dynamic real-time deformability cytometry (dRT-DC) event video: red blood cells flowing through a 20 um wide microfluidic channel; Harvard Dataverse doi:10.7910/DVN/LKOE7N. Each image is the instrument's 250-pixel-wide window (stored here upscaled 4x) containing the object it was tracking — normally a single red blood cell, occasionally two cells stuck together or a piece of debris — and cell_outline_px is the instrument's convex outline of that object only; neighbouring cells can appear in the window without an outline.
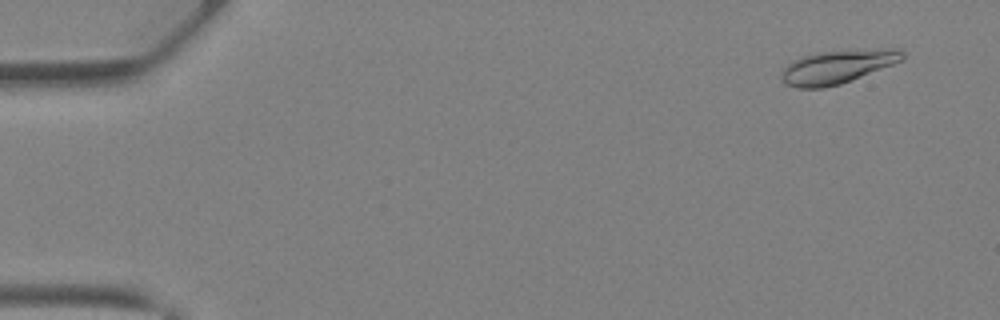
{"species": "Egyptian fruit bat (a non-hibernating species)", "species_latin": "Rousettus aegyptiacus", "temperature_condition": "warm", "stored_images_in_passage": 41, "camera_frame_rate_fps": 3000, "um_per_image_px": 0.085, "animal": {"sex": "female"}, "frame": {"image": 1, "passage_image": 3, "time_ms": 0.667, "image_size_px": [1000, 320], "cell_outline_px": [[904, 60], [840, 84], [824, 88], [796, 88], [788, 84], [780, 76], [780, 72], [792, 60], [800, 56], [816, 52], [880, 48], [896, 48], [904, 52]], "centroid_in_image_um": [71.18, 5.65], "position_along_channel_um": 13.8, "area_um2": 23.76}}
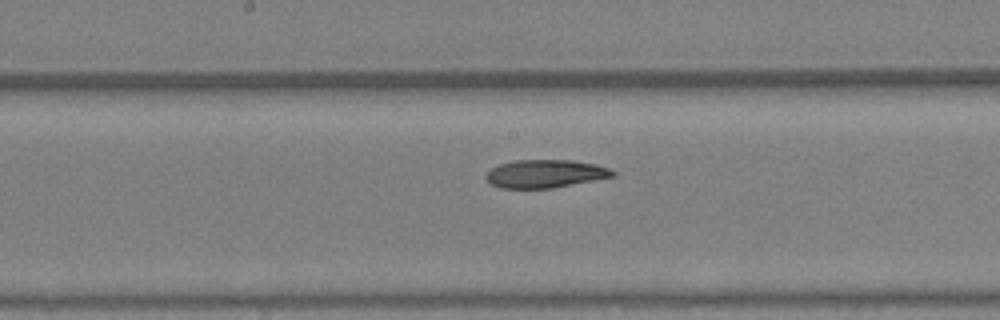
{"frame": {"image": 2, "passage_image": 22, "time_ms": 7.0, "image_size_px": [1000, 320], "cell_outline_px": [[616, 176], [552, 188], [500, 188], [492, 184], [488, 180], [488, 172], [492, 168], [500, 164], [516, 160], [572, 160], [596, 164], [608, 168], [616, 172]], "centroid_in_image_um": [46.4, 14.76], "position_along_channel_um": 201.8, "area_um2": 20.52}}
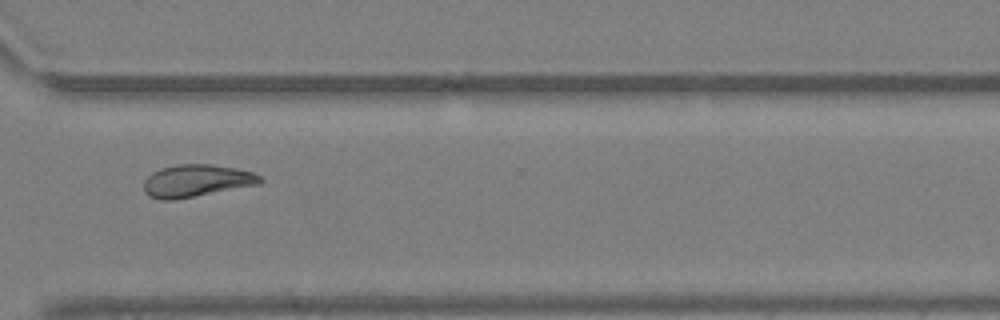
{"frame": {"image": 3, "passage_image": 31, "time_ms": 10.0, "image_size_px": [1000, 320], "cell_outline_px": [[264, 180], [260, 184], [176, 200], [160, 200], [148, 196], [144, 192], [144, 180], [152, 172], [160, 168], [180, 164], [212, 164], [236, 168], [252, 172], [260, 176]], "centroid_in_image_um": [16.68, 15.37], "position_along_channel_um": 353.9, "area_um2": 22.14}}